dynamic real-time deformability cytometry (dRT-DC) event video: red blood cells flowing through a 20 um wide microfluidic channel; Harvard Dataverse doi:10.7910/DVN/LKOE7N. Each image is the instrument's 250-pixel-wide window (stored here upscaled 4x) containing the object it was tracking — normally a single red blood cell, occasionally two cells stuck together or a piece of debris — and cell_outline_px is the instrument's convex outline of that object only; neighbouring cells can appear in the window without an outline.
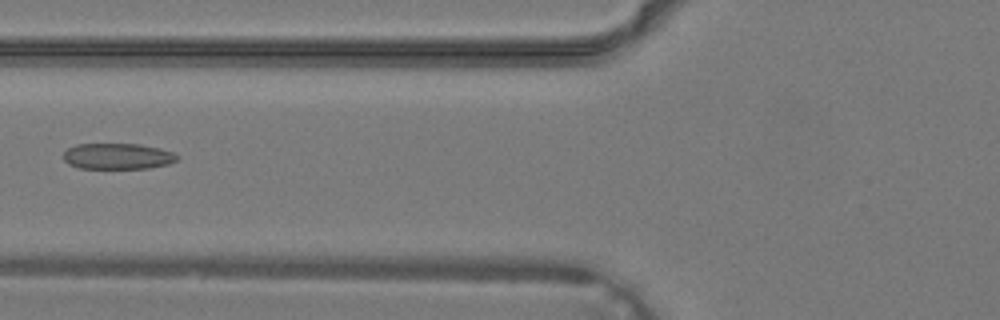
{"species": "common noctule bat (a hibernating species)", "species_latin": "Nyctalus noctula", "temperature_condition": "warm", "stored_images_in_passage": 34, "camera_frame_rate_fps": 3000, "um_per_image_px": 0.085, "animal": {"sex": "male", "body_mass_g": 19.2, "forearm_length_mm": 51.8}, "frame": {"image": 1, "passage_image": 11, "time_ms": 3.333, "image_size_px": [1000, 320], "cell_outline_px": [[180, 156], [176, 160], [168, 164], [148, 168], [80, 168], [68, 164], [64, 160], [64, 152], [68, 148], [76, 144], [140, 144], [160, 148], [172, 152]], "centroid_in_image_um": [10.0, 13.27], "position_along_channel_um": 115.8, "area_um2": 17.17}}
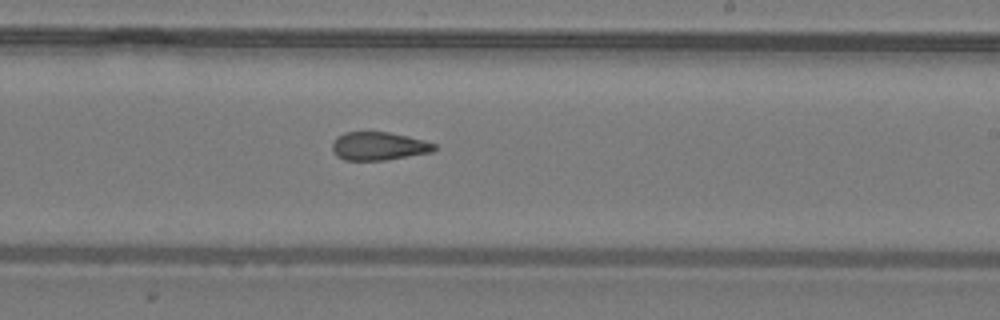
{"frame": {"image": 2, "passage_image": 19, "time_ms": 6.0, "image_size_px": [1000, 320], "cell_outline_px": [[436, 148], [432, 152], [384, 160], [344, 160], [336, 156], [332, 148], [332, 144], [336, 136], [344, 132], [388, 132], [408, 136], [424, 140], [436, 144]], "centroid_in_image_um": [32.17, 12.41], "position_along_channel_um": 256.8, "area_um2": 16.82}}
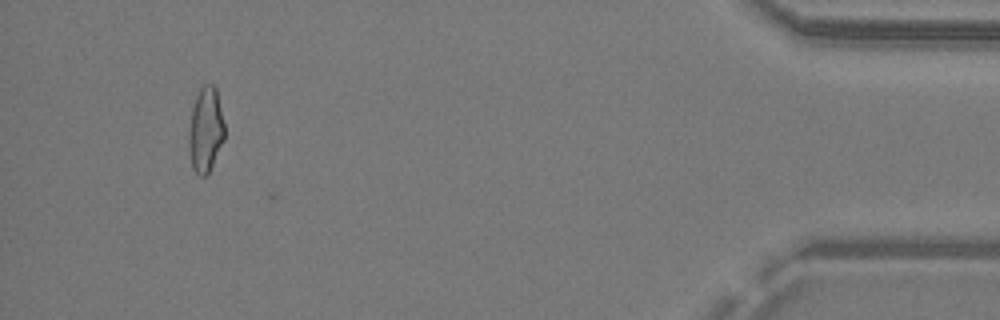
{"frame": {"image": 3, "passage_image": 32, "time_ms": 10.333, "image_size_px": [1000, 320], "cell_outline_px": [[224, 140], [208, 176], [200, 176], [192, 168], [188, 148], [188, 132], [192, 108], [196, 96], [200, 88], [204, 84], [212, 84], [216, 88], [224, 124]], "centroid_in_image_um": [17.47, 11.07], "position_along_channel_um": 417.7, "area_um2": 17.92}}